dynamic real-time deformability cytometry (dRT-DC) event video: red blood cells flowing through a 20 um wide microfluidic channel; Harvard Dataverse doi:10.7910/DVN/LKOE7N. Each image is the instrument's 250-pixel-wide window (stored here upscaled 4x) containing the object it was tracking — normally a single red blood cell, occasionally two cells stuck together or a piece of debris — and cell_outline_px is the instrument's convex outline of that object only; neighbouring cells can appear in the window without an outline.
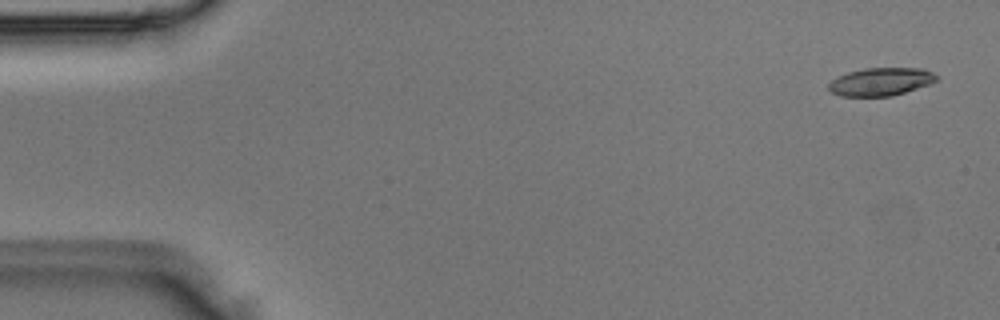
{"species": "Egyptian fruit bat (a non-hibernating species)", "species_latin": "Rousettus aegyptiacus", "temperature_condition": "room temperature", "stored_images_in_passage": 6, "camera_frame_rate_fps": 3000, "um_per_image_px": 0.085, "animal": {"sex": "male"}, "frame": {"image": 1, "passage_image": 1, "time_ms": 0.0, "image_size_px": [1000, 320], "cell_outline_px": [[936, 80], [928, 84], [892, 96], [840, 96], [832, 92], [828, 88], [828, 84], [832, 80], [848, 72], [864, 68], [924, 68], [932, 72], [936, 76]], "centroid_in_image_um": [74.84, 6.94], "position_along_channel_um": 10.2, "area_um2": 17.34}}
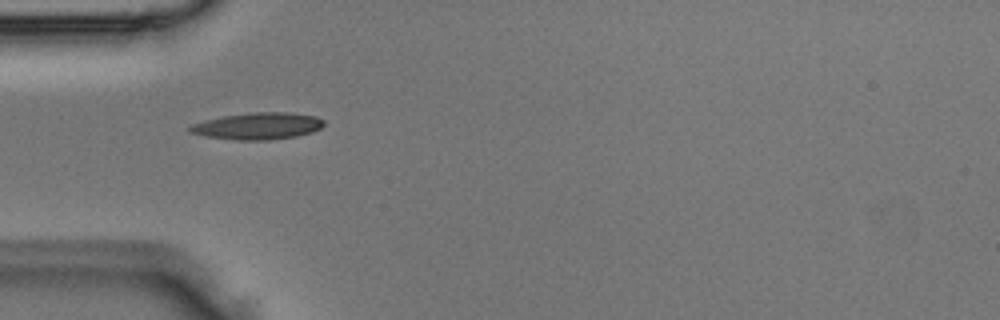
{"frame": {"image": 2, "passage_image": 5, "time_ms": 1.333, "image_size_px": [1000, 320], "cell_outline_px": [[324, 124], [320, 128], [312, 132], [296, 136], [268, 140], [236, 140], [204, 136], [188, 132], [188, 128], [192, 124], [204, 120], [224, 116], [252, 112], [284, 112], [316, 116], [324, 120]], "centroid_in_image_um": [21.89, 10.71], "position_along_channel_um": 63.1, "area_um2": 20.92}}